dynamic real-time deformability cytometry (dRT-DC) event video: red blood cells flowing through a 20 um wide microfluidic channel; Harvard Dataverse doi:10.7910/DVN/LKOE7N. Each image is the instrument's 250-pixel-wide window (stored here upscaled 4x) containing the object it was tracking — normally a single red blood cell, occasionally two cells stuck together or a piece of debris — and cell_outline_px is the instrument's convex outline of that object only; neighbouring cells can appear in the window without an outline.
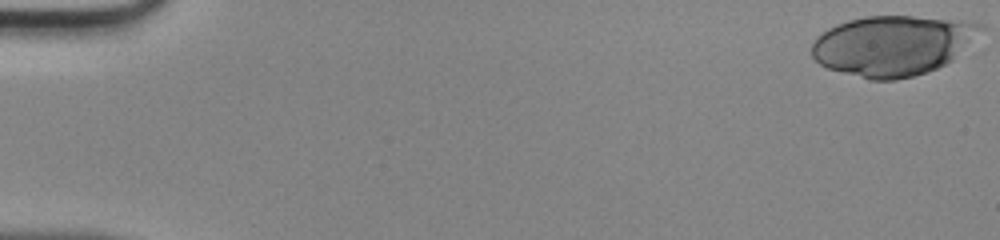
{"species": "human", "species_latin": "Homo sapiens", "temperature_condition": "room temperature", "stored_images_in_passage": 48, "camera_frame_rate_fps": 3000, "um_per_image_px": 0.085, "donor": {"sex": "male"}, "frame": {"image": 1, "passage_image": 1, "time_ms": 0.0, "image_size_px": [1000, 240], "cell_outline_px": [[984, 28], [952, 60], [936, 68], [912, 76], [896, 80], [872, 80], [828, 68], [820, 64], [812, 56], [812, 44], [816, 36], [828, 28], [836, 24], [848, 20], [864, 16], [912, 16], [980, 24]], "centroid_in_image_um": [75.79, 3.87], "position_along_channel_um": 9.2, "area_um2": 58.2}}
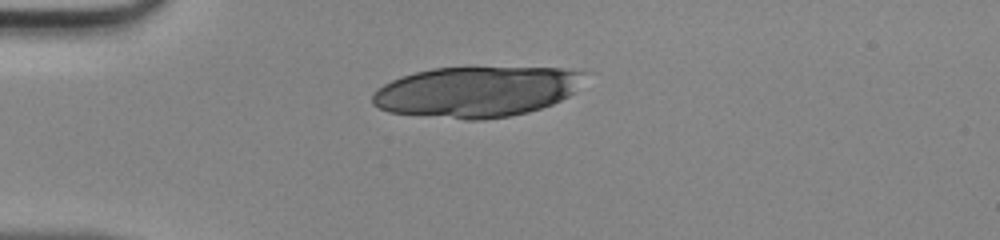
{"frame": {"image": 2, "passage_image": 13, "time_ms": 4.0, "image_size_px": [1000, 240], "cell_outline_px": [[584, 72], [572, 92], [568, 96], [552, 104], [528, 112], [508, 116], [480, 120], [468, 120], [388, 112], [372, 104], [372, 96], [384, 84], [392, 80], [416, 72], [432, 68], [560, 68]], "centroid_in_image_um": [40.44, 7.81], "position_along_channel_um": 44.6, "area_um2": 61.56}}